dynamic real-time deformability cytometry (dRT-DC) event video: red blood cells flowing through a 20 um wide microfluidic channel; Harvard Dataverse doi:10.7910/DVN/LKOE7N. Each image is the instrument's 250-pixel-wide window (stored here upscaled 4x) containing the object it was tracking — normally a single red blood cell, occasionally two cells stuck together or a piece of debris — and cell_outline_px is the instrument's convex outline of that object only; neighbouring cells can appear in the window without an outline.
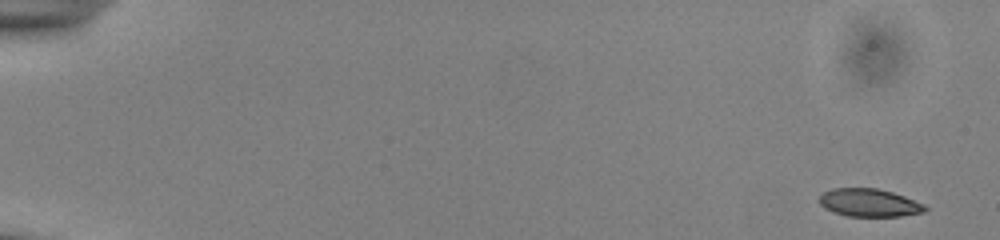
{"species": "common noctule bat (a hibernating species)", "species_latin": "Nyctalus noctula", "temperature_condition": "cold", "stored_images_in_passage": 52, "camera_frame_rate_fps": 3000, "um_per_image_px": 0.085, "animal": {"sex": "male", "body_mass_g": 13.0, "forearm_length_mm": 53.1}, "frame": {"image": 1, "passage_image": 1, "time_ms": 0.0, "image_size_px": [1000, 240], "cell_outline_px": [[928, 208], [924, 212], [900, 216], [848, 216], [832, 212], [824, 208], [820, 204], [820, 196], [824, 192], [832, 188], [876, 188], [892, 192], [904, 196], [924, 204]], "centroid_in_image_um": [73.88, 17.23], "position_along_channel_um": 11.1, "area_um2": 17.17}}
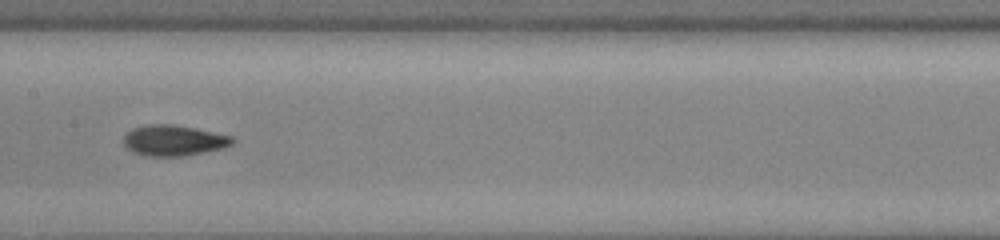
{"frame": {"image": 2, "passage_image": 28, "time_ms": 9.0, "image_size_px": [1000, 240], "cell_outline_px": [[236, 140], [232, 144], [224, 148], [184, 156], [144, 156], [132, 152], [124, 144], [124, 136], [132, 128], [148, 124], [172, 124], [232, 136]], "centroid_in_image_um": [14.76, 11.95], "position_along_channel_um": 192.6, "area_um2": 19.42}}
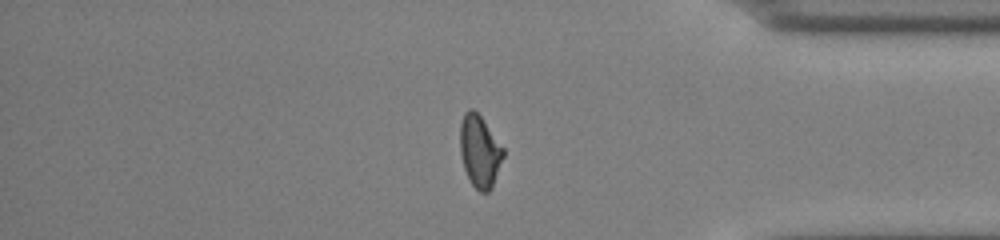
{"frame": {"image": 3, "passage_image": 45, "time_ms": 14.667, "image_size_px": [1000, 240], "cell_outline_px": [[504, 156], [492, 188], [488, 192], [480, 192], [472, 184], [464, 168], [460, 152], [460, 124], [464, 112], [468, 108], [472, 108], [480, 116], [504, 148]], "centroid_in_image_um": [40.77, 12.85], "position_along_channel_um": 394.4, "area_um2": 18.09}}